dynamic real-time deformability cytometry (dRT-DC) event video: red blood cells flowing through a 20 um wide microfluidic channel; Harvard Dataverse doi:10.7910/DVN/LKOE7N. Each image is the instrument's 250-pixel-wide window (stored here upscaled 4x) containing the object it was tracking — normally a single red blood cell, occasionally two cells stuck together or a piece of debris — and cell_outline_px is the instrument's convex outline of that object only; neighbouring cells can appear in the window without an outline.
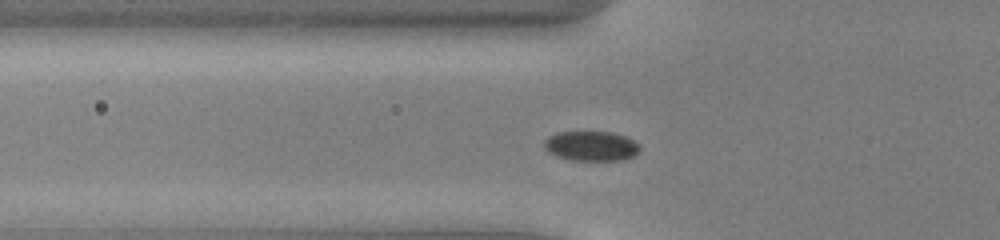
{"species": "common noctule bat (a hibernating species)", "species_latin": "Nyctalus noctula", "temperature_condition": "cold", "stored_images_in_passage": 37, "camera_frame_rate_fps": 3000, "um_per_image_px": 0.085, "animal": {"sex": "male", "body_mass_g": 13.0, "forearm_length_mm": 53.1}, "frame": {"image": 1, "passage_image": 3, "time_ms": 0.667, "image_size_px": [1000, 240], "cell_outline_px": [[640, 152], [624, 160], [572, 160], [556, 156], [548, 152], [544, 148], [544, 140], [548, 136], [560, 132], [612, 132], [624, 136], [640, 144]], "centroid_in_image_um": [50.25, 12.41], "position_along_channel_um": 75.5, "area_um2": 16.65}}
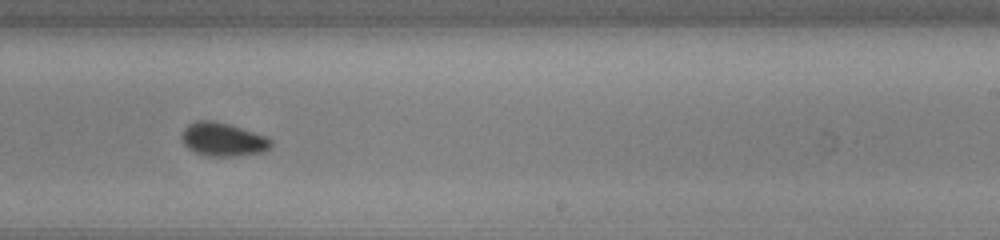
{"frame": {"image": 2, "passage_image": 18, "time_ms": 5.667, "image_size_px": [1000, 240], "cell_outline_px": [[272, 144], [264, 152], [232, 156], [204, 156], [188, 148], [184, 144], [180, 136], [184, 128], [188, 124], [196, 120], [212, 120], [228, 124], [268, 136], [272, 140]], "centroid_in_image_um": [18.94, 11.84], "position_along_channel_um": 270.1, "area_um2": 17.51}}
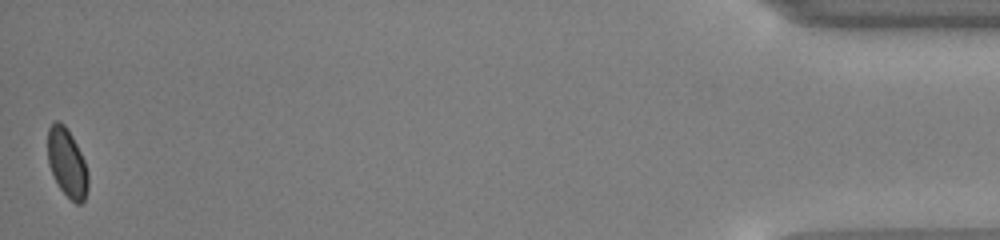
{"frame": {"image": 3, "passage_image": 37, "time_ms": 12.0, "image_size_px": [1000, 240], "cell_outline_px": [[88, 188], [84, 200], [80, 204], [76, 204], [60, 188], [48, 164], [48, 128], [56, 120], [60, 120], [64, 124], [72, 136], [84, 160], [88, 172]], "centroid_in_image_um": [5.7, 13.83], "position_along_channel_um": 429.5, "area_um2": 15.95}, "authors_computed_cell_mechanics": {"area_um2": 17.1666, "velocity_mm_per_s": 3.9002, "shape_relaxation_time_tau1_ms": 1.535, "shape_relaxation_time_tau2_ms": null, "deformation_change_tau1": 0.0484, "deformation_change_tau2": null}}